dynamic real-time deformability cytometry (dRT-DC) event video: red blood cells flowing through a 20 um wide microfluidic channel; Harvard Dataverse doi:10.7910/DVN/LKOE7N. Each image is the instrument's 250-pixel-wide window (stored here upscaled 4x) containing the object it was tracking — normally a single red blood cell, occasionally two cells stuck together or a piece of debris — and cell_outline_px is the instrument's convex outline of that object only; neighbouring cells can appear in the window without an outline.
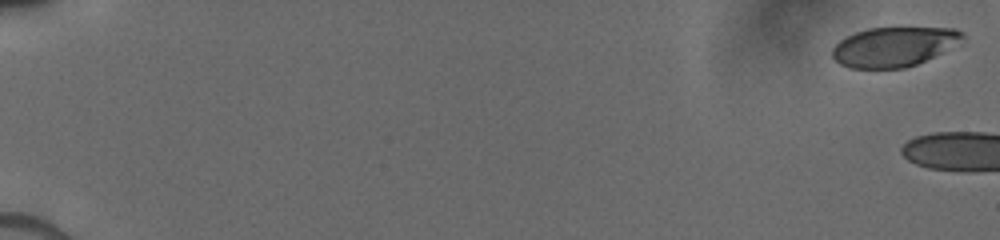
{"species": "human", "species_latin": "Homo sapiens", "temperature_condition": "cold", "stored_images_in_passage": 7, "camera_frame_rate_fps": 3000, "um_per_image_px": 0.085, "donor": {"sex": "male"}, "frame": {"image": 1, "passage_image": 1, "time_ms": 0.0, "image_size_px": [1000, 240], "cell_outline_px": [[964, 36], [940, 52], [916, 64], [904, 68], [848, 68], [840, 64], [832, 56], [832, 48], [840, 40], [856, 32], [868, 28], [956, 28], [964, 32]], "centroid_in_image_um": [75.9, 3.97], "position_along_channel_um": 9.1, "area_um2": 29.36}}